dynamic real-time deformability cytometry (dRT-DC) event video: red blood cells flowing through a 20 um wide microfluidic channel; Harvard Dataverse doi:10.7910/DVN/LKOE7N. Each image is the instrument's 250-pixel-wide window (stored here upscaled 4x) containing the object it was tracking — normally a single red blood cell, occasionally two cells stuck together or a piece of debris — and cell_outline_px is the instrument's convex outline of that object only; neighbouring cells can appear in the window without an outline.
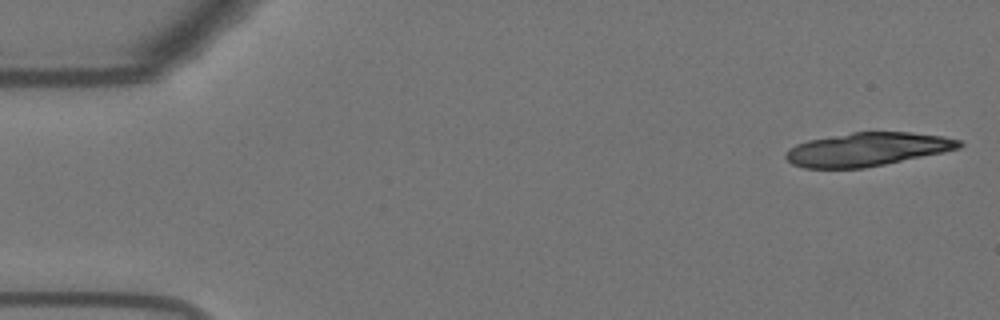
{"species": "Egyptian fruit bat (a non-hibernating species)", "species_latin": "Rousettus aegyptiacus", "temperature_condition": "warm", "stored_images_in_passage": 17, "camera_frame_rate_fps": 3000, "um_per_image_px": 0.085, "animal": {"sex": "female"}, "frame": {"image": 1, "passage_image": 1, "time_ms": 0.0, "image_size_px": [1000, 320], "cell_outline_px": [[964, 144], [960, 148], [944, 152], [864, 168], [804, 168], [792, 164], [784, 156], [796, 144], [808, 140], [852, 132], [912, 132], [944, 136], [960, 140]], "centroid_in_image_um": [73.75, 12.69], "position_along_channel_um": 11.2, "area_um2": 33.7}}